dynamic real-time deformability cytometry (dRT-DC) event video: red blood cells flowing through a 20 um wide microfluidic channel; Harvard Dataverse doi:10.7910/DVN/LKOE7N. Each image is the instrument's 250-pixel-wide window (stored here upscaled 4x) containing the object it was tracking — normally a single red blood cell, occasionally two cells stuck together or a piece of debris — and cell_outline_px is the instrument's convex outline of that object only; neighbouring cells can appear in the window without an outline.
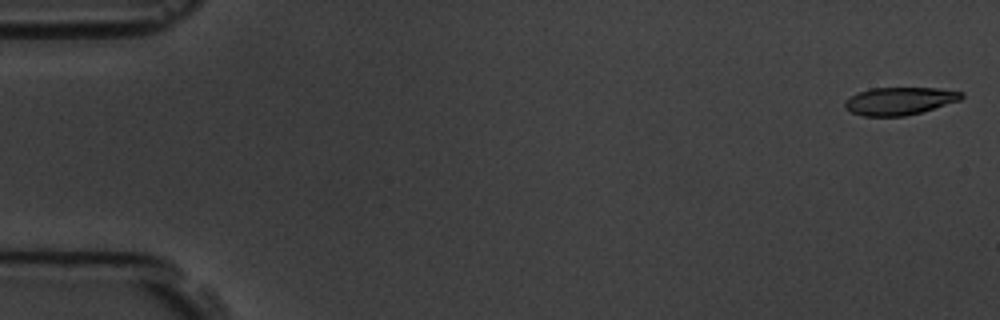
{"species": "common noctule bat (a hibernating species)", "species_latin": "Nyctalus noctula", "temperature_condition": "room temperature", "stored_images_in_passage": 5, "camera_frame_rate_fps": 3000, "um_per_image_px": 0.085, "animal": {"sex": "male", "body_mass_g": 19.5, "forearm_length_mm": 54.6}, "frame": {"image": 1, "passage_image": 1, "time_ms": 0.0, "image_size_px": [1000, 320], "cell_outline_px": [[964, 96], [960, 100], [920, 112], [904, 116], [864, 116], [852, 112], [844, 108], [844, 100], [860, 92], [872, 88], [936, 88], [964, 92]], "centroid_in_image_um": [76.45, 8.58], "position_along_channel_um": 8.5, "area_um2": 18.61}}
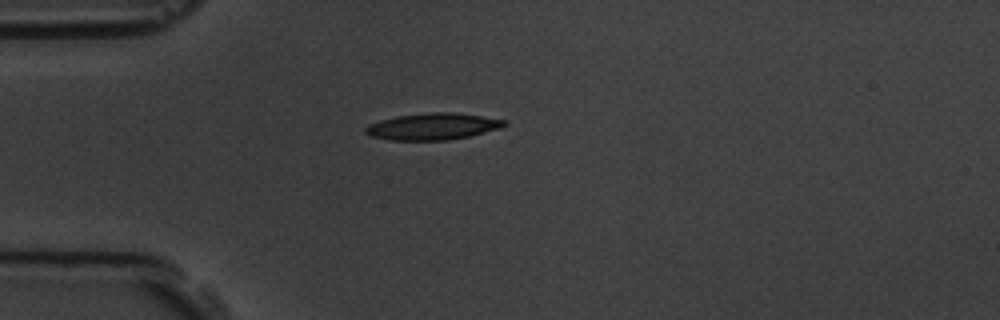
{"frame": {"image": 2, "passage_image": 5, "time_ms": 4.667, "image_size_px": [1000, 320], "cell_outline_px": [[508, 124], [500, 128], [468, 136], [448, 140], [388, 140], [372, 136], [364, 132], [364, 128], [368, 124], [380, 120], [396, 116], [432, 112], [452, 112], [508, 120]], "centroid_in_image_um": [36.77, 10.75], "position_along_channel_um": 48.2, "area_um2": 21.5}}